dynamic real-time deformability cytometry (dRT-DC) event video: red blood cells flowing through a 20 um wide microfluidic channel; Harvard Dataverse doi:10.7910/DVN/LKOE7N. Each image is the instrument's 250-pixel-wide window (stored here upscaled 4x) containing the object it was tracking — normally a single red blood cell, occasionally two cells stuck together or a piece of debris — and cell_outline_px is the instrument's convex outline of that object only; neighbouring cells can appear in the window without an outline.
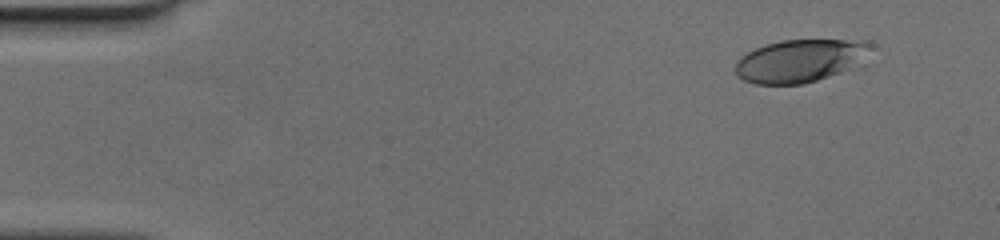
{"species": "human", "species_latin": "Homo sapiens", "temperature_condition": "cold", "stored_images_in_passage": 48, "camera_frame_rate_fps": 3000, "um_per_image_px": 0.085, "donor": {"sex": "female"}, "frame": {"image": 1, "passage_image": 1, "time_ms": 0.0, "image_size_px": [1000, 240], "cell_outline_px": [[876, 44], [852, 68], [804, 84], [756, 84], [744, 80], [736, 76], [736, 60], [740, 56], [764, 44], [784, 40], [864, 40]], "centroid_in_image_um": [67.98, 5.15], "position_along_channel_um": 17.0, "area_um2": 33.64}}
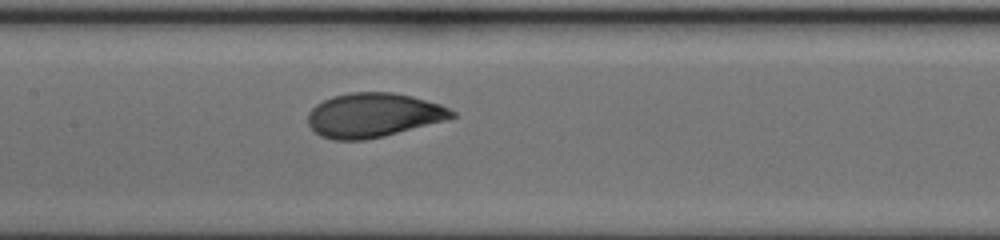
{"frame": {"image": 2, "passage_image": 22, "time_ms": 7.0, "image_size_px": [1000, 240], "cell_outline_px": [[456, 116], [444, 120], [384, 136], [364, 140], [332, 140], [320, 136], [308, 124], [308, 112], [316, 104], [332, 96], [348, 92], [392, 92], [412, 96], [440, 104], [456, 112]], "centroid_in_image_um": [31.7, 9.78], "position_along_channel_um": 175.7, "area_um2": 37.05}}
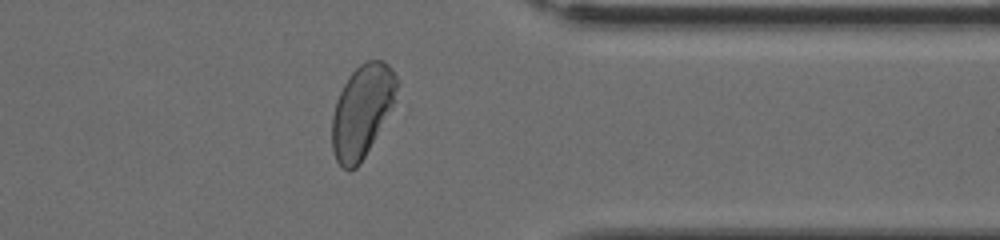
{"frame": {"image": 3, "passage_image": 38, "time_ms": 12.333, "image_size_px": [1000, 240], "cell_outline_px": [[396, 88], [392, 100], [360, 164], [356, 168], [348, 172], [336, 160], [332, 148], [332, 116], [336, 100], [348, 76], [360, 64], [368, 60], [384, 60], [388, 64], [396, 76]], "centroid_in_image_um": [30.69, 9.42], "position_along_channel_um": 380.7, "area_um2": 33.52}}